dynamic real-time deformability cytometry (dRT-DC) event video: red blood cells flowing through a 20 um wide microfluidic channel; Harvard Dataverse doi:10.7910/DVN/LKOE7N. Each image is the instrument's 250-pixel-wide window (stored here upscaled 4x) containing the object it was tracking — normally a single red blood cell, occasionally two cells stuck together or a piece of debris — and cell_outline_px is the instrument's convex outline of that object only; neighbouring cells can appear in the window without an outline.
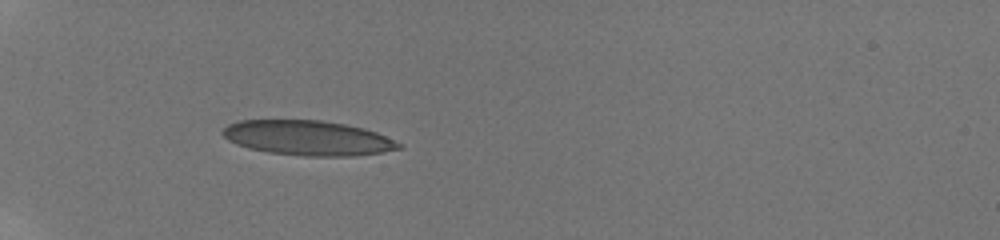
{"species": "human", "species_latin": "Homo sapiens", "temperature_condition": "room temperature", "stored_images_in_passage": 11, "camera_frame_rate_fps": 3000, "um_per_image_px": 0.085, "donor": {"sex": "male"}, "frame": {"image": 1, "passage_image": 7, "time_ms": 6.0, "image_size_px": [1000, 240], "cell_outline_px": [[404, 148], [356, 156], [304, 156], [268, 152], [248, 148], [236, 144], [228, 140], [220, 132], [228, 124], [240, 120], [320, 120], [344, 124], [364, 128], [376, 132], [404, 144]], "centroid_in_image_um": [26.18, 11.73], "position_along_channel_um": 58.8, "area_um2": 35.89}}
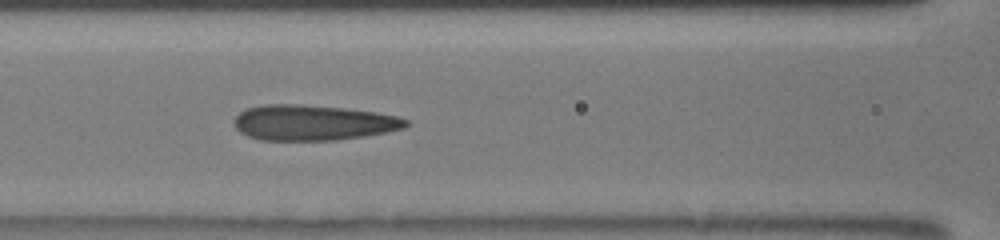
{"frame": {"image": 2, "passage_image": 10, "time_ms": 8.667, "image_size_px": [1000, 240], "cell_outline_px": [[412, 120], [404, 128], [388, 132], [364, 136], [336, 140], [260, 140], [248, 136], [240, 132], [232, 124], [232, 120], [244, 108], [264, 104], [300, 104], [344, 108], [376, 112], [400, 116]], "centroid_in_image_um": [26.61, 10.42], "position_along_channel_um": 140.0, "area_um2": 35.95}}